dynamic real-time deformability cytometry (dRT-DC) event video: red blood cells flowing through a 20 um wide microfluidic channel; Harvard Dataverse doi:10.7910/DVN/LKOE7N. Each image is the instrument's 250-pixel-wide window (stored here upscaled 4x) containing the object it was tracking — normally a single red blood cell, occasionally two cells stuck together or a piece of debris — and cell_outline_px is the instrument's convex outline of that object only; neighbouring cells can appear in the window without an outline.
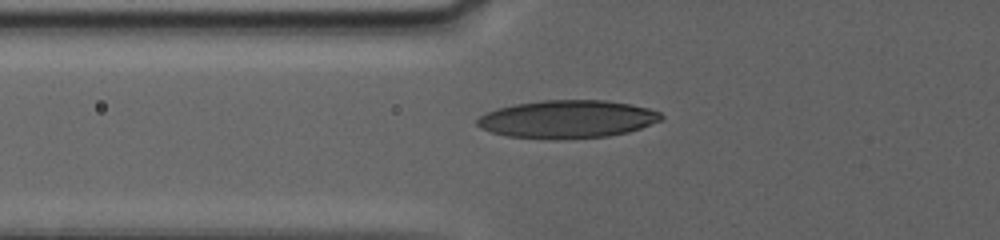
{"species": "human", "species_latin": "Homo sapiens", "temperature_condition": "warm", "stored_images_in_passage": 39, "camera_frame_rate_fps": 3000, "um_per_image_px": 0.085, "donor": {"sex": "female"}, "frame": {"image": 1, "passage_image": 10, "time_ms": 2.333, "image_size_px": [1000, 240], "cell_outline_px": [[664, 116], [660, 120], [640, 128], [628, 132], [608, 136], [560, 140], [548, 140], [508, 136], [492, 132], [480, 128], [476, 124], [476, 120], [484, 112], [496, 108], [516, 104], [544, 100], [604, 100], [628, 104], [648, 108], [660, 112]], "centroid_in_image_um": [48.18, 10.14], "position_along_channel_um": 77.6, "area_um2": 40.86}}
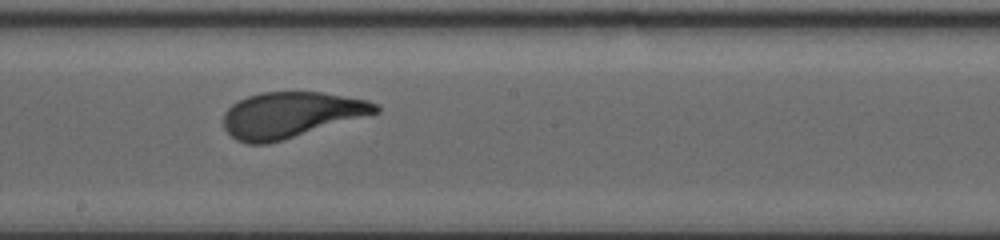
{"frame": {"image": 2, "passage_image": 28, "time_ms": 7.0, "image_size_px": [1000, 240], "cell_outline_px": [[380, 112], [268, 144], [248, 144], [236, 140], [224, 128], [224, 112], [232, 104], [248, 96], [260, 92], [320, 92], [368, 100], [376, 104], [380, 108]], "centroid_in_image_um": [24.7, 9.76], "position_along_channel_um": 223.5, "area_um2": 40.23}}
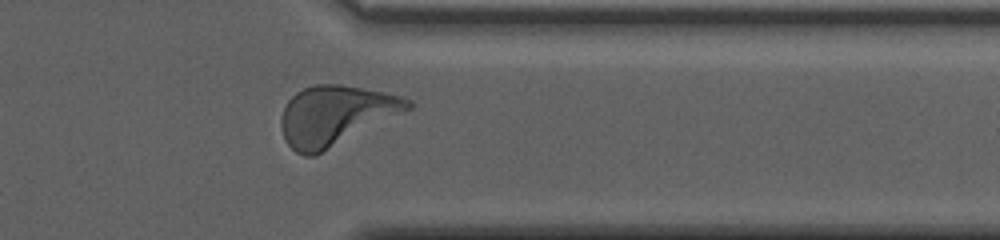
{"frame": {"image": 3, "passage_image": 39, "time_ms": 12.0, "image_size_px": [1000, 240], "cell_outline_px": [[412, 108], [312, 156], [304, 156], [296, 152], [284, 140], [280, 124], [280, 120], [284, 108], [288, 100], [296, 92], [304, 88], [316, 84], [340, 84], [400, 96], [412, 100]], "centroid_in_image_um": [28.47, 9.8], "position_along_channel_um": 382.9, "area_um2": 43.18}, "authors_computed_cell_mechanics": {"area_um2": 40.2866, "velocity_mm_per_s": 3.1876, "shape_relaxation_time_tau1_ms": 3.4037, "shape_relaxation_time_tau2_ms": null, "deformation_change_tau1": 0.1659, "deformation_change_tau2": null}}